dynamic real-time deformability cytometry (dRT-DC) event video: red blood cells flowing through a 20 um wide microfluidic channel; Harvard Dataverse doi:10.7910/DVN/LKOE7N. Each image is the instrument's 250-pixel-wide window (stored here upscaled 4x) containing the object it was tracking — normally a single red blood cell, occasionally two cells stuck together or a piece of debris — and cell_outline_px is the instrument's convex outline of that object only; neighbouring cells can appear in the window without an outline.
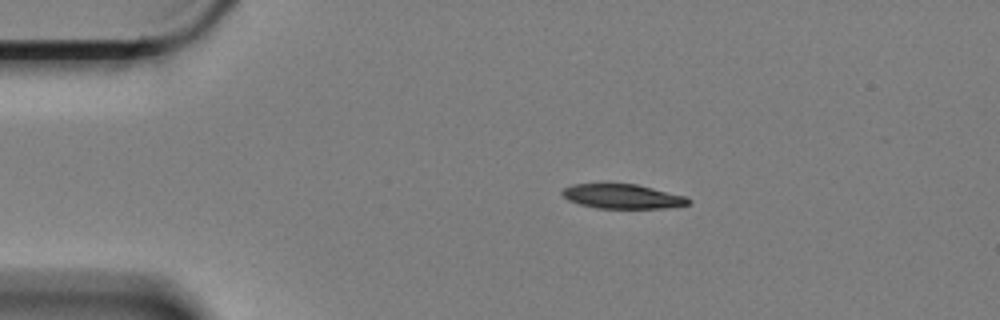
{"species": "Egyptian fruit bat (a non-hibernating species)", "species_latin": "Rousettus aegyptiacus", "temperature_condition": "cold", "stored_images_in_passage": 7, "camera_frame_rate_fps": 3000, "um_per_image_px": 0.085, "animal": {"sex": "female"}, "frame": {"image": 1, "passage_image": 1, "time_ms": 0.0, "image_size_px": [1000, 320], "cell_outline_px": [[692, 200], [688, 204], [664, 208], [596, 208], [580, 204], [568, 200], [560, 192], [564, 188], [572, 184], [636, 184], [684, 196]], "centroid_in_image_um": [52.88, 16.69], "position_along_channel_um": 32.1, "area_um2": 17.74}}
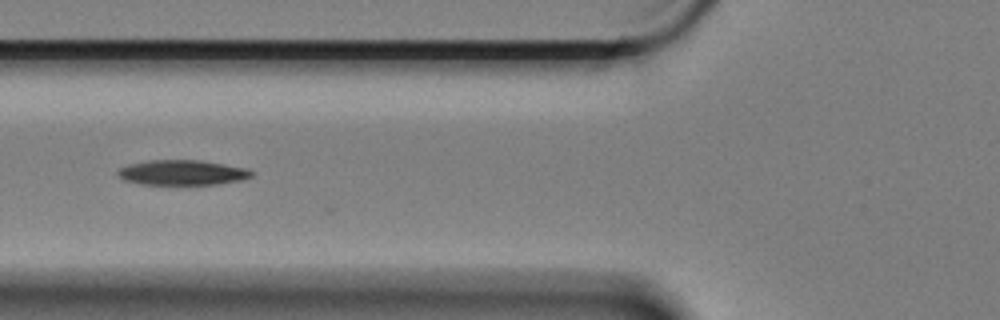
{"frame": {"image": 2, "passage_image": 4, "time_ms": 1.0, "image_size_px": [1000, 320], "cell_outline_px": [[256, 172], [252, 176], [240, 180], [216, 184], [140, 184], [124, 180], [116, 172], [120, 168], [128, 164], [148, 160], [200, 160], [248, 168]], "centroid_in_image_um": [15.51, 14.66], "position_along_channel_um": 110.3, "area_um2": 19.54}}
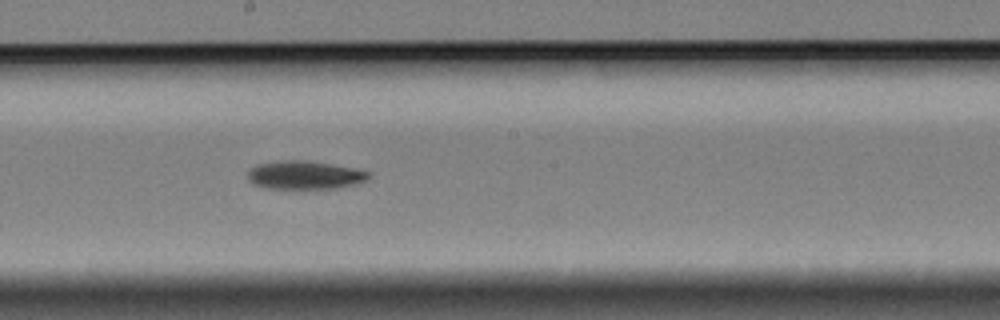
{"frame": {"image": 3, "passage_image": 7, "time_ms": 2.0, "image_size_px": [1000, 320], "cell_outline_px": [[372, 176], [368, 180], [360, 184], [340, 188], [268, 188], [256, 184], [248, 180], [248, 172], [256, 164], [288, 160], [296, 160], [360, 168], [372, 172]], "centroid_in_image_um": [26.03, 14.89], "position_along_channel_um": 222.2, "area_um2": 20.0}}